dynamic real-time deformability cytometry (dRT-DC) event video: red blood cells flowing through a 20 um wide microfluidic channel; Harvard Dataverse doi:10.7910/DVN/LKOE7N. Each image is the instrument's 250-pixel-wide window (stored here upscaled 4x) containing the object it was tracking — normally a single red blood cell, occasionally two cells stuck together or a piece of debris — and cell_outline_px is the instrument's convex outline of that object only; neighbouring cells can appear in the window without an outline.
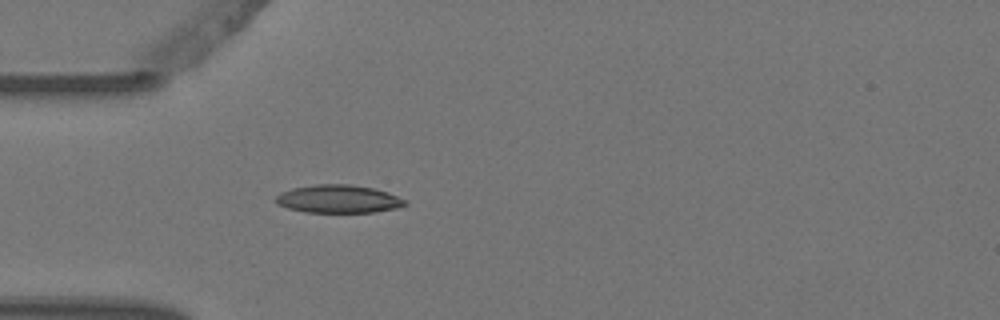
{"species": "Egyptian fruit bat (a non-hibernating species)", "species_latin": "Rousettus aegyptiacus", "temperature_condition": "warm", "stored_images_in_passage": 1, "camera_frame_rate_fps": 3000, "um_per_image_px": 0.085, "animal": {"sex": "female"}, "frame": {"image": 1, "passage_image": 1, "time_ms": 0.0, "image_size_px": [1000, 320], "cell_outline_px": [[408, 204], [396, 208], [372, 212], [304, 212], [288, 208], [276, 204], [276, 196], [280, 192], [292, 188], [316, 184], [348, 184], [372, 188], [388, 192], [408, 200]], "centroid_in_image_um": [28.77, 16.91], "position_along_channel_um": 56.2, "area_um2": 21.15}}